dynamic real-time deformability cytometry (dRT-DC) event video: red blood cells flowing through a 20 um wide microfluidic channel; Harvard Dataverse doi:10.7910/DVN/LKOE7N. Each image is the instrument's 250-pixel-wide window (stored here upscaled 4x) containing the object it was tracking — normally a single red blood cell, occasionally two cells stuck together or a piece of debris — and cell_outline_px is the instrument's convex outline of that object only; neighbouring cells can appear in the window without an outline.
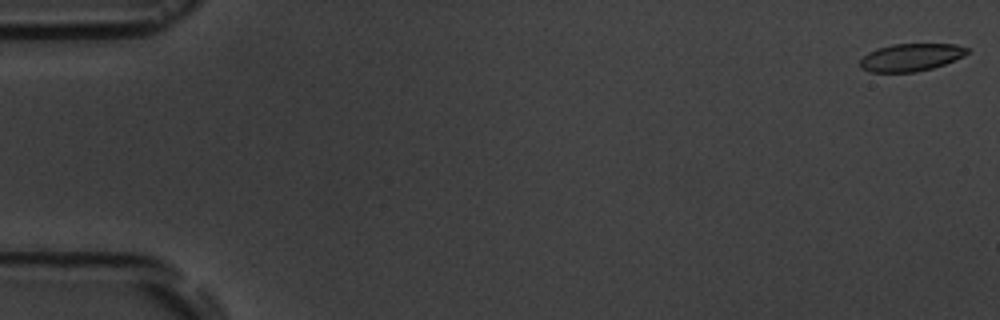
{"species": "common noctule bat (a hibernating species)", "species_latin": "Nyctalus noctula", "temperature_condition": "room temperature", "stored_images_in_passage": 9, "camera_frame_rate_fps": 3000, "um_per_image_px": 0.085, "animal": {"sex": "male", "body_mass_g": 19.5, "forearm_length_mm": 54.6}, "frame": {"image": 1, "passage_image": 1, "time_ms": 0.0, "image_size_px": [1000, 320], "cell_outline_px": [[968, 52], [964, 56], [944, 64], [932, 68], [916, 72], [868, 72], [860, 68], [860, 60], [868, 52], [876, 48], [892, 44], [956, 44], [968, 48]], "centroid_in_image_um": [77.4, 4.87], "position_along_channel_um": 7.6, "area_um2": 17.28}}
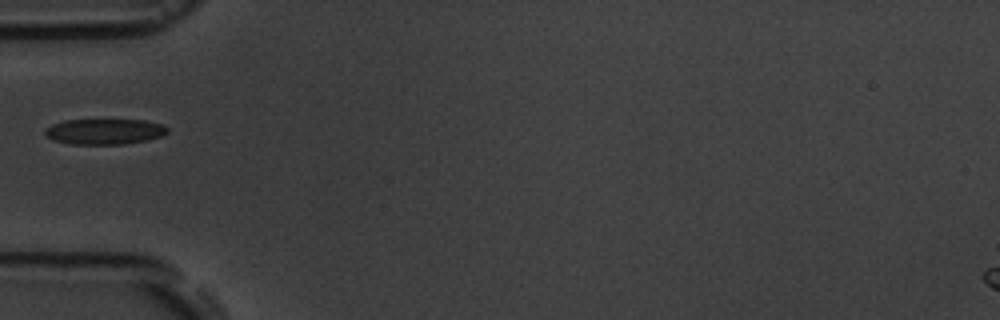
{"frame": {"image": 2, "passage_image": 6, "time_ms": 6.0, "image_size_px": [1000, 320], "cell_outline_px": [[168, 132], [160, 136], [144, 140], [124, 144], [72, 144], [52, 140], [44, 136], [44, 128], [52, 124], [64, 120], [144, 120], [164, 124], [168, 128]], "centroid_in_image_um": [8.84, 11.17], "position_along_channel_um": 76.2, "area_um2": 18.32}}
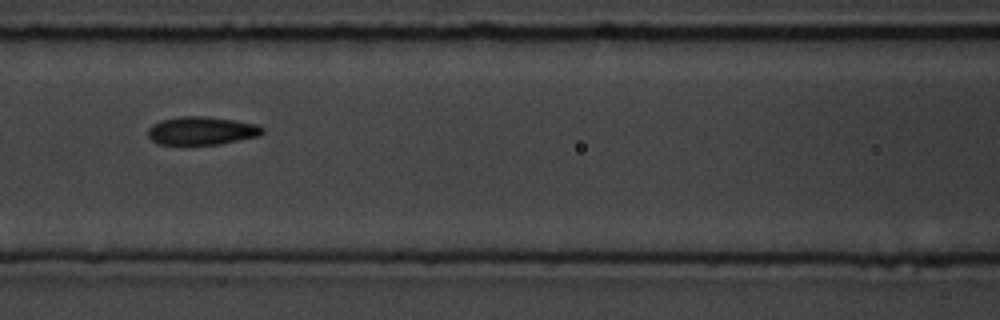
{"frame": {"image": 3, "passage_image": 8, "time_ms": 8.0, "image_size_px": [1000, 320], "cell_outline_px": [[264, 132], [260, 136], [220, 144], [156, 144], [148, 136], [148, 128], [152, 124], [160, 120], [180, 116], [204, 116], [236, 120], [256, 124], [264, 128]], "centroid_in_image_um": [17.15, 11.1], "position_along_channel_um": 149.5, "area_um2": 18.96}}